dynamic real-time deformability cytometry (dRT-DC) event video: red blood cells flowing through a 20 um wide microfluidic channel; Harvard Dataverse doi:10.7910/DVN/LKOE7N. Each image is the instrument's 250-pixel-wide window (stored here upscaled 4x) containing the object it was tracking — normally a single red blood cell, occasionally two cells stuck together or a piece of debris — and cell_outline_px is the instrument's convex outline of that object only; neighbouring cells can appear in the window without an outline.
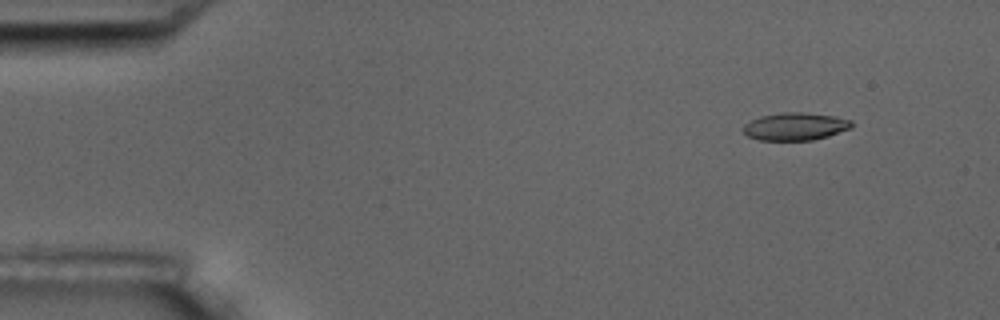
{"species": "common noctule bat (a hibernating species)", "species_latin": "Nyctalus noctula", "temperature_condition": "room temperature", "stored_images_in_passage": 4, "camera_frame_rate_fps": 3000, "um_per_image_px": 0.085, "animal": {"sex": "male", "body_mass_g": 17.5, "forearm_length_mm": 52.3}, "frame": {"image": 1, "passage_image": 2, "time_ms": 1.0, "image_size_px": [1000, 320], "cell_outline_px": [[852, 128], [828, 136], [812, 140], [760, 140], [748, 136], [744, 132], [744, 124], [760, 116], [780, 112], [804, 112], [836, 116], [852, 120]], "centroid_in_image_um": [67.63, 10.74], "position_along_channel_um": 17.4, "area_um2": 17.51}}